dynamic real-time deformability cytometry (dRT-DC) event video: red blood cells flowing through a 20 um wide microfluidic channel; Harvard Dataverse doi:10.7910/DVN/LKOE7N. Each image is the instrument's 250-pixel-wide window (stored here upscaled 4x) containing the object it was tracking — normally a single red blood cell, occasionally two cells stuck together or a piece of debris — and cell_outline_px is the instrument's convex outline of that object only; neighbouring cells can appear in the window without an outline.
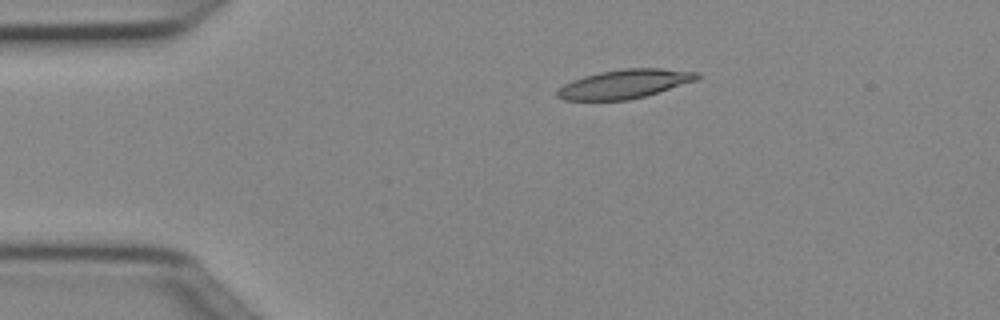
{"species": "Egyptian fruit bat (a non-hibernating species)", "species_latin": "Rousettus aegyptiacus", "temperature_condition": "cold", "stored_images_in_passage": 4, "camera_frame_rate_fps": 3000, "um_per_image_px": 0.085, "animal": {"sex": "female"}, "frame": {"image": 1, "passage_image": 3, "time_ms": 0.667, "image_size_px": [1000, 320], "cell_outline_px": [[700, 76], [696, 80], [644, 96], [628, 100], [564, 100], [556, 96], [556, 92], [564, 84], [572, 80], [584, 76], [600, 72], [624, 68], [660, 68], [700, 72]], "centroid_in_image_um": [53.07, 7.13], "position_along_channel_um": 31.9, "area_um2": 23.35}}